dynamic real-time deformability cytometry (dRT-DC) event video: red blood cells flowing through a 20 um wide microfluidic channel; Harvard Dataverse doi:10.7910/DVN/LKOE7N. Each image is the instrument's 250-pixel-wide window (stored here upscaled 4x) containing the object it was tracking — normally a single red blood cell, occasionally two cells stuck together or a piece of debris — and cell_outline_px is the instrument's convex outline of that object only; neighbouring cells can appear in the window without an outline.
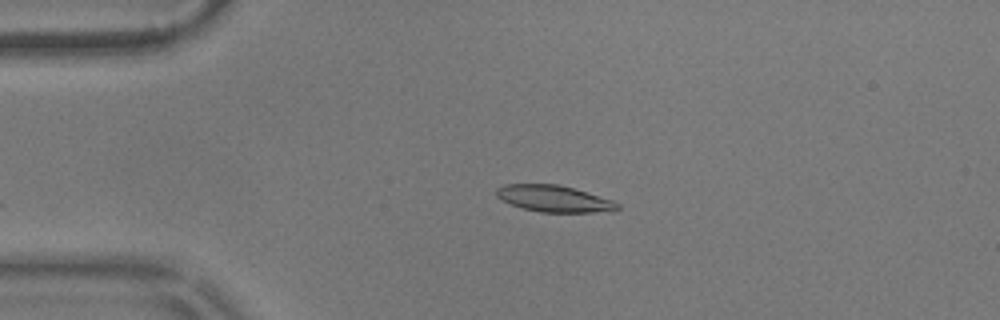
{"species": "common noctule bat (a hibernating species)", "species_latin": "Nyctalus noctula", "temperature_condition": "warm", "stored_images_in_passage": 36, "camera_frame_rate_fps": 3000, "um_per_image_px": 0.085, "animal": {"sex": "male", "body_mass_g": 17.9}, "frame": {"image": 1, "passage_image": 8, "time_ms": 2.333, "image_size_px": [1000, 320], "cell_outline_px": [[620, 208], [612, 212], [540, 212], [524, 208], [512, 204], [496, 196], [496, 188], [504, 184], [560, 184], [612, 200], [620, 204]], "centroid_in_image_um": [47.13, 16.88], "position_along_channel_um": 37.9, "area_um2": 18.67}}
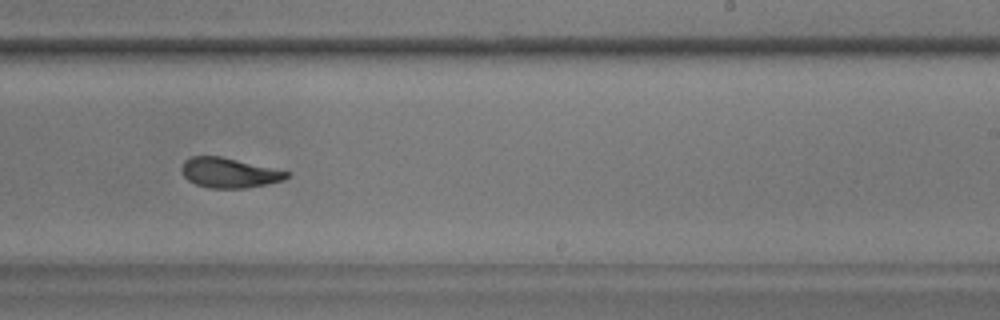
{"frame": {"image": 2, "passage_image": 30, "time_ms": 9.667, "image_size_px": [1000, 320], "cell_outline_px": [[288, 176], [284, 180], [268, 184], [248, 188], [208, 188], [196, 184], [188, 180], [184, 176], [180, 168], [184, 160], [192, 156], [220, 156], [288, 172]], "centroid_in_image_um": [19.42, 14.7], "position_along_channel_um": 269.6, "area_um2": 18.15}}
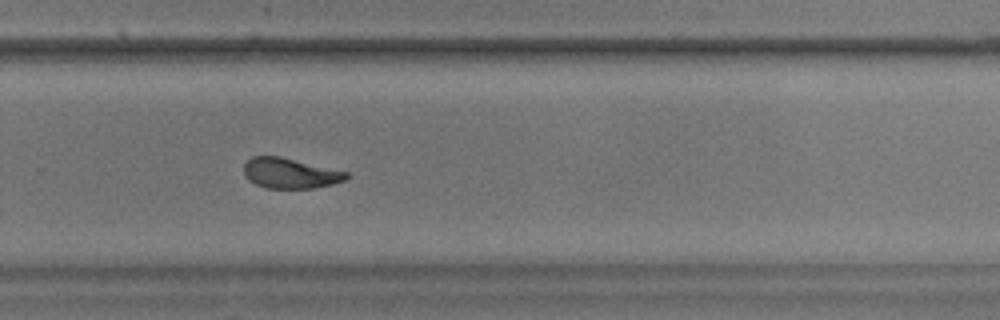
{"frame": {"image": 3, "passage_image": 33, "time_ms": 10.667, "image_size_px": [1000, 320], "cell_outline_px": [[348, 176], [344, 180], [332, 184], [312, 188], [264, 188], [248, 180], [244, 176], [244, 164], [252, 156], [280, 156], [348, 172]], "centroid_in_image_um": [24.62, 14.72], "position_along_channel_um": 305.2, "area_um2": 18.03}}